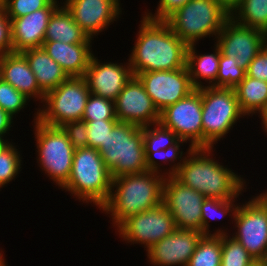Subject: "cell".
<instances>
[{
    "label": "cell",
    "mask_w": 267,
    "mask_h": 266,
    "mask_svg": "<svg viewBox=\"0 0 267 266\" xmlns=\"http://www.w3.org/2000/svg\"><path fill=\"white\" fill-rule=\"evenodd\" d=\"M160 123L192 148H203L201 88L161 111Z\"/></svg>",
    "instance_id": "cell-12"
},
{
    "label": "cell",
    "mask_w": 267,
    "mask_h": 266,
    "mask_svg": "<svg viewBox=\"0 0 267 266\" xmlns=\"http://www.w3.org/2000/svg\"><path fill=\"white\" fill-rule=\"evenodd\" d=\"M82 120H117L114 101L90 94L86 102Z\"/></svg>",
    "instance_id": "cell-35"
},
{
    "label": "cell",
    "mask_w": 267,
    "mask_h": 266,
    "mask_svg": "<svg viewBox=\"0 0 267 266\" xmlns=\"http://www.w3.org/2000/svg\"><path fill=\"white\" fill-rule=\"evenodd\" d=\"M205 196L187 187L173 176L165 177L163 204L172 214L176 228L201 232V206Z\"/></svg>",
    "instance_id": "cell-15"
},
{
    "label": "cell",
    "mask_w": 267,
    "mask_h": 266,
    "mask_svg": "<svg viewBox=\"0 0 267 266\" xmlns=\"http://www.w3.org/2000/svg\"><path fill=\"white\" fill-rule=\"evenodd\" d=\"M10 143V141L0 138V152Z\"/></svg>",
    "instance_id": "cell-46"
},
{
    "label": "cell",
    "mask_w": 267,
    "mask_h": 266,
    "mask_svg": "<svg viewBox=\"0 0 267 266\" xmlns=\"http://www.w3.org/2000/svg\"><path fill=\"white\" fill-rule=\"evenodd\" d=\"M87 124V147L99 149L118 120L85 121Z\"/></svg>",
    "instance_id": "cell-38"
},
{
    "label": "cell",
    "mask_w": 267,
    "mask_h": 266,
    "mask_svg": "<svg viewBox=\"0 0 267 266\" xmlns=\"http://www.w3.org/2000/svg\"><path fill=\"white\" fill-rule=\"evenodd\" d=\"M262 263H264L265 265H267V251H266V254H265V257H264Z\"/></svg>",
    "instance_id": "cell-51"
},
{
    "label": "cell",
    "mask_w": 267,
    "mask_h": 266,
    "mask_svg": "<svg viewBox=\"0 0 267 266\" xmlns=\"http://www.w3.org/2000/svg\"><path fill=\"white\" fill-rule=\"evenodd\" d=\"M190 0H159V5L153 14L151 11L144 12L145 17L155 21H165L170 15L181 8Z\"/></svg>",
    "instance_id": "cell-40"
},
{
    "label": "cell",
    "mask_w": 267,
    "mask_h": 266,
    "mask_svg": "<svg viewBox=\"0 0 267 266\" xmlns=\"http://www.w3.org/2000/svg\"><path fill=\"white\" fill-rule=\"evenodd\" d=\"M143 140L145 152H157L174 145L179 138L172 130L165 128L159 122L143 127Z\"/></svg>",
    "instance_id": "cell-32"
},
{
    "label": "cell",
    "mask_w": 267,
    "mask_h": 266,
    "mask_svg": "<svg viewBox=\"0 0 267 266\" xmlns=\"http://www.w3.org/2000/svg\"><path fill=\"white\" fill-rule=\"evenodd\" d=\"M214 39L221 53L235 58L238 65L245 70L267 44L266 33L238 24L232 17L224 23L223 28Z\"/></svg>",
    "instance_id": "cell-13"
},
{
    "label": "cell",
    "mask_w": 267,
    "mask_h": 266,
    "mask_svg": "<svg viewBox=\"0 0 267 266\" xmlns=\"http://www.w3.org/2000/svg\"><path fill=\"white\" fill-rule=\"evenodd\" d=\"M231 17L238 24L267 34V0H241L231 11Z\"/></svg>",
    "instance_id": "cell-29"
},
{
    "label": "cell",
    "mask_w": 267,
    "mask_h": 266,
    "mask_svg": "<svg viewBox=\"0 0 267 266\" xmlns=\"http://www.w3.org/2000/svg\"><path fill=\"white\" fill-rule=\"evenodd\" d=\"M201 96L203 148H214V144L224 139L246 115L241 111L232 88L204 86L201 87Z\"/></svg>",
    "instance_id": "cell-8"
},
{
    "label": "cell",
    "mask_w": 267,
    "mask_h": 266,
    "mask_svg": "<svg viewBox=\"0 0 267 266\" xmlns=\"http://www.w3.org/2000/svg\"><path fill=\"white\" fill-rule=\"evenodd\" d=\"M2 81V73H1V69H0V82Z\"/></svg>",
    "instance_id": "cell-53"
},
{
    "label": "cell",
    "mask_w": 267,
    "mask_h": 266,
    "mask_svg": "<svg viewBox=\"0 0 267 266\" xmlns=\"http://www.w3.org/2000/svg\"><path fill=\"white\" fill-rule=\"evenodd\" d=\"M21 159L22 154L12 141L0 152V191L20 173Z\"/></svg>",
    "instance_id": "cell-34"
},
{
    "label": "cell",
    "mask_w": 267,
    "mask_h": 266,
    "mask_svg": "<svg viewBox=\"0 0 267 266\" xmlns=\"http://www.w3.org/2000/svg\"><path fill=\"white\" fill-rule=\"evenodd\" d=\"M196 45H188L186 66L193 86L198 89L211 86L216 81L221 51L215 43L213 53L199 54Z\"/></svg>",
    "instance_id": "cell-24"
},
{
    "label": "cell",
    "mask_w": 267,
    "mask_h": 266,
    "mask_svg": "<svg viewBox=\"0 0 267 266\" xmlns=\"http://www.w3.org/2000/svg\"><path fill=\"white\" fill-rule=\"evenodd\" d=\"M164 180V175L151 171L112 178L110 195L100 210L109 214L117 228L129 216L163 203Z\"/></svg>",
    "instance_id": "cell-3"
},
{
    "label": "cell",
    "mask_w": 267,
    "mask_h": 266,
    "mask_svg": "<svg viewBox=\"0 0 267 266\" xmlns=\"http://www.w3.org/2000/svg\"><path fill=\"white\" fill-rule=\"evenodd\" d=\"M252 266H267L262 262H256L255 264H253Z\"/></svg>",
    "instance_id": "cell-50"
},
{
    "label": "cell",
    "mask_w": 267,
    "mask_h": 266,
    "mask_svg": "<svg viewBox=\"0 0 267 266\" xmlns=\"http://www.w3.org/2000/svg\"><path fill=\"white\" fill-rule=\"evenodd\" d=\"M136 77L159 112L196 89L191 82L187 66L170 71L142 72Z\"/></svg>",
    "instance_id": "cell-14"
},
{
    "label": "cell",
    "mask_w": 267,
    "mask_h": 266,
    "mask_svg": "<svg viewBox=\"0 0 267 266\" xmlns=\"http://www.w3.org/2000/svg\"><path fill=\"white\" fill-rule=\"evenodd\" d=\"M176 229L170 211L160 206L129 216L115 230L125 243L139 244L148 250Z\"/></svg>",
    "instance_id": "cell-11"
},
{
    "label": "cell",
    "mask_w": 267,
    "mask_h": 266,
    "mask_svg": "<svg viewBox=\"0 0 267 266\" xmlns=\"http://www.w3.org/2000/svg\"><path fill=\"white\" fill-rule=\"evenodd\" d=\"M88 35L73 20L72 15L64 5L59 6L50 17L44 41H59L63 43H92Z\"/></svg>",
    "instance_id": "cell-25"
},
{
    "label": "cell",
    "mask_w": 267,
    "mask_h": 266,
    "mask_svg": "<svg viewBox=\"0 0 267 266\" xmlns=\"http://www.w3.org/2000/svg\"><path fill=\"white\" fill-rule=\"evenodd\" d=\"M6 0H0V6H3L5 4Z\"/></svg>",
    "instance_id": "cell-52"
},
{
    "label": "cell",
    "mask_w": 267,
    "mask_h": 266,
    "mask_svg": "<svg viewBox=\"0 0 267 266\" xmlns=\"http://www.w3.org/2000/svg\"><path fill=\"white\" fill-rule=\"evenodd\" d=\"M128 62L133 76L142 72L170 71L186 67L188 45L165 21L142 16Z\"/></svg>",
    "instance_id": "cell-1"
},
{
    "label": "cell",
    "mask_w": 267,
    "mask_h": 266,
    "mask_svg": "<svg viewBox=\"0 0 267 266\" xmlns=\"http://www.w3.org/2000/svg\"><path fill=\"white\" fill-rule=\"evenodd\" d=\"M253 197V198H252ZM237 206L232 219L235 240L257 261L262 262L267 251V204L259 197Z\"/></svg>",
    "instance_id": "cell-10"
},
{
    "label": "cell",
    "mask_w": 267,
    "mask_h": 266,
    "mask_svg": "<svg viewBox=\"0 0 267 266\" xmlns=\"http://www.w3.org/2000/svg\"><path fill=\"white\" fill-rule=\"evenodd\" d=\"M132 76L129 62L102 63L93 54L84 78L91 94L115 101Z\"/></svg>",
    "instance_id": "cell-19"
},
{
    "label": "cell",
    "mask_w": 267,
    "mask_h": 266,
    "mask_svg": "<svg viewBox=\"0 0 267 266\" xmlns=\"http://www.w3.org/2000/svg\"><path fill=\"white\" fill-rule=\"evenodd\" d=\"M246 75L267 82V44L249 64Z\"/></svg>",
    "instance_id": "cell-41"
},
{
    "label": "cell",
    "mask_w": 267,
    "mask_h": 266,
    "mask_svg": "<svg viewBox=\"0 0 267 266\" xmlns=\"http://www.w3.org/2000/svg\"><path fill=\"white\" fill-rule=\"evenodd\" d=\"M62 129L67 134V137L75 150L87 147L88 134L85 121L77 120L68 122L62 126Z\"/></svg>",
    "instance_id": "cell-39"
},
{
    "label": "cell",
    "mask_w": 267,
    "mask_h": 266,
    "mask_svg": "<svg viewBox=\"0 0 267 266\" xmlns=\"http://www.w3.org/2000/svg\"><path fill=\"white\" fill-rule=\"evenodd\" d=\"M90 94L84 77H69L45 94L42 108L36 109L38 120L55 127L82 120Z\"/></svg>",
    "instance_id": "cell-9"
},
{
    "label": "cell",
    "mask_w": 267,
    "mask_h": 266,
    "mask_svg": "<svg viewBox=\"0 0 267 266\" xmlns=\"http://www.w3.org/2000/svg\"><path fill=\"white\" fill-rule=\"evenodd\" d=\"M221 258V235H204L198 242L187 266H220Z\"/></svg>",
    "instance_id": "cell-30"
},
{
    "label": "cell",
    "mask_w": 267,
    "mask_h": 266,
    "mask_svg": "<svg viewBox=\"0 0 267 266\" xmlns=\"http://www.w3.org/2000/svg\"><path fill=\"white\" fill-rule=\"evenodd\" d=\"M184 143H187V142L185 140L179 139L174 145L166 149H161V150H158L157 152H145L147 170L151 172L159 173L161 175H164L165 177L173 176L176 173L177 169L182 165L186 157L185 154H188L189 151L192 149V147L189 146V148L187 149V152L182 151L183 148H181V146L183 147ZM157 159H160V160L162 159L161 162H164L166 165L170 163L169 166L170 165L171 166L168 168V170L167 168L162 169V167H160L162 166V164ZM177 160L180 162H178ZM162 170L163 171L165 170V171L163 172Z\"/></svg>",
    "instance_id": "cell-27"
},
{
    "label": "cell",
    "mask_w": 267,
    "mask_h": 266,
    "mask_svg": "<svg viewBox=\"0 0 267 266\" xmlns=\"http://www.w3.org/2000/svg\"><path fill=\"white\" fill-rule=\"evenodd\" d=\"M13 121H14L13 117L9 113L5 112L4 110L0 108V138L1 139H4L5 137V140H8L6 139L7 136L5 135L9 134L11 127H13L12 124H14Z\"/></svg>",
    "instance_id": "cell-43"
},
{
    "label": "cell",
    "mask_w": 267,
    "mask_h": 266,
    "mask_svg": "<svg viewBox=\"0 0 267 266\" xmlns=\"http://www.w3.org/2000/svg\"><path fill=\"white\" fill-rule=\"evenodd\" d=\"M29 102L30 99L17 91L12 85L3 80L0 82V108L13 118L26 108Z\"/></svg>",
    "instance_id": "cell-36"
},
{
    "label": "cell",
    "mask_w": 267,
    "mask_h": 266,
    "mask_svg": "<svg viewBox=\"0 0 267 266\" xmlns=\"http://www.w3.org/2000/svg\"><path fill=\"white\" fill-rule=\"evenodd\" d=\"M2 80L12 85L30 100L44 101L45 93L40 89L36 77L21 53H9L0 56Z\"/></svg>",
    "instance_id": "cell-21"
},
{
    "label": "cell",
    "mask_w": 267,
    "mask_h": 266,
    "mask_svg": "<svg viewBox=\"0 0 267 266\" xmlns=\"http://www.w3.org/2000/svg\"><path fill=\"white\" fill-rule=\"evenodd\" d=\"M51 2L52 0H6L3 8L8 18L14 19L46 8Z\"/></svg>",
    "instance_id": "cell-37"
},
{
    "label": "cell",
    "mask_w": 267,
    "mask_h": 266,
    "mask_svg": "<svg viewBox=\"0 0 267 266\" xmlns=\"http://www.w3.org/2000/svg\"><path fill=\"white\" fill-rule=\"evenodd\" d=\"M203 236L200 231L176 228L147 250L149 263L153 266H187Z\"/></svg>",
    "instance_id": "cell-17"
},
{
    "label": "cell",
    "mask_w": 267,
    "mask_h": 266,
    "mask_svg": "<svg viewBox=\"0 0 267 266\" xmlns=\"http://www.w3.org/2000/svg\"><path fill=\"white\" fill-rule=\"evenodd\" d=\"M215 148H192L173 177L206 198L237 199L246 192V180L215 160ZM213 156V157H212ZM234 171V172H233Z\"/></svg>",
    "instance_id": "cell-2"
},
{
    "label": "cell",
    "mask_w": 267,
    "mask_h": 266,
    "mask_svg": "<svg viewBox=\"0 0 267 266\" xmlns=\"http://www.w3.org/2000/svg\"><path fill=\"white\" fill-rule=\"evenodd\" d=\"M229 12H231L241 0H218Z\"/></svg>",
    "instance_id": "cell-44"
},
{
    "label": "cell",
    "mask_w": 267,
    "mask_h": 266,
    "mask_svg": "<svg viewBox=\"0 0 267 266\" xmlns=\"http://www.w3.org/2000/svg\"><path fill=\"white\" fill-rule=\"evenodd\" d=\"M5 260L3 250H0V266L6 262Z\"/></svg>",
    "instance_id": "cell-48"
},
{
    "label": "cell",
    "mask_w": 267,
    "mask_h": 266,
    "mask_svg": "<svg viewBox=\"0 0 267 266\" xmlns=\"http://www.w3.org/2000/svg\"><path fill=\"white\" fill-rule=\"evenodd\" d=\"M21 54L26 58L40 89L45 94L69 78L63 68L47 54L43 47L28 49Z\"/></svg>",
    "instance_id": "cell-23"
},
{
    "label": "cell",
    "mask_w": 267,
    "mask_h": 266,
    "mask_svg": "<svg viewBox=\"0 0 267 266\" xmlns=\"http://www.w3.org/2000/svg\"><path fill=\"white\" fill-rule=\"evenodd\" d=\"M230 233L221 235L222 258L220 266H252L257 261Z\"/></svg>",
    "instance_id": "cell-31"
},
{
    "label": "cell",
    "mask_w": 267,
    "mask_h": 266,
    "mask_svg": "<svg viewBox=\"0 0 267 266\" xmlns=\"http://www.w3.org/2000/svg\"><path fill=\"white\" fill-rule=\"evenodd\" d=\"M236 201L238 199L222 200L218 198H205L201 206V233L203 235L228 234V230L222 228L213 230L214 232L210 231L209 228L211 225L209 221L222 219L227 215L233 219L237 206L239 205Z\"/></svg>",
    "instance_id": "cell-28"
},
{
    "label": "cell",
    "mask_w": 267,
    "mask_h": 266,
    "mask_svg": "<svg viewBox=\"0 0 267 266\" xmlns=\"http://www.w3.org/2000/svg\"><path fill=\"white\" fill-rule=\"evenodd\" d=\"M33 121L38 165L61 188L69 179L75 149L62 127L40 122L38 112L34 113Z\"/></svg>",
    "instance_id": "cell-7"
},
{
    "label": "cell",
    "mask_w": 267,
    "mask_h": 266,
    "mask_svg": "<svg viewBox=\"0 0 267 266\" xmlns=\"http://www.w3.org/2000/svg\"><path fill=\"white\" fill-rule=\"evenodd\" d=\"M13 52L11 40V21L3 6H0V56Z\"/></svg>",
    "instance_id": "cell-42"
},
{
    "label": "cell",
    "mask_w": 267,
    "mask_h": 266,
    "mask_svg": "<svg viewBox=\"0 0 267 266\" xmlns=\"http://www.w3.org/2000/svg\"><path fill=\"white\" fill-rule=\"evenodd\" d=\"M120 0H70L64 6L73 20L93 39L122 15Z\"/></svg>",
    "instance_id": "cell-18"
},
{
    "label": "cell",
    "mask_w": 267,
    "mask_h": 266,
    "mask_svg": "<svg viewBox=\"0 0 267 266\" xmlns=\"http://www.w3.org/2000/svg\"><path fill=\"white\" fill-rule=\"evenodd\" d=\"M260 116V117H259ZM259 118H261V125H262V129L265 132L266 136H267V105L265 106V108L259 113L258 115Z\"/></svg>",
    "instance_id": "cell-45"
},
{
    "label": "cell",
    "mask_w": 267,
    "mask_h": 266,
    "mask_svg": "<svg viewBox=\"0 0 267 266\" xmlns=\"http://www.w3.org/2000/svg\"><path fill=\"white\" fill-rule=\"evenodd\" d=\"M59 6L60 4L52 1L46 8L19 18L10 19L14 53L42 47L50 17Z\"/></svg>",
    "instance_id": "cell-20"
},
{
    "label": "cell",
    "mask_w": 267,
    "mask_h": 266,
    "mask_svg": "<svg viewBox=\"0 0 267 266\" xmlns=\"http://www.w3.org/2000/svg\"><path fill=\"white\" fill-rule=\"evenodd\" d=\"M241 111L248 118L256 116L267 105V82L249 76L234 88ZM248 115V116H247Z\"/></svg>",
    "instance_id": "cell-26"
},
{
    "label": "cell",
    "mask_w": 267,
    "mask_h": 266,
    "mask_svg": "<svg viewBox=\"0 0 267 266\" xmlns=\"http://www.w3.org/2000/svg\"><path fill=\"white\" fill-rule=\"evenodd\" d=\"M42 47L69 77H84L93 55L92 43L44 41Z\"/></svg>",
    "instance_id": "cell-22"
},
{
    "label": "cell",
    "mask_w": 267,
    "mask_h": 266,
    "mask_svg": "<svg viewBox=\"0 0 267 266\" xmlns=\"http://www.w3.org/2000/svg\"><path fill=\"white\" fill-rule=\"evenodd\" d=\"M116 118L119 122L146 127L160 122V112L136 76H132L117 96Z\"/></svg>",
    "instance_id": "cell-16"
},
{
    "label": "cell",
    "mask_w": 267,
    "mask_h": 266,
    "mask_svg": "<svg viewBox=\"0 0 267 266\" xmlns=\"http://www.w3.org/2000/svg\"><path fill=\"white\" fill-rule=\"evenodd\" d=\"M245 76L246 70L238 65L235 58L220 53L217 78L211 86L234 89Z\"/></svg>",
    "instance_id": "cell-33"
},
{
    "label": "cell",
    "mask_w": 267,
    "mask_h": 266,
    "mask_svg": "<svg viewBox=\"0 0 267 266\" xmlns=\"http://www.w3.org/2000/svg\"><path fill=\"white\" fill-rule=\"evenodd\" d=\"M267 204V190L263 193L257 194Z\"/></svg>",
    "instance_id": "cell-47"
},
{
    "label": "cell",
    "mask_w": 267,
    "mask_h": 266,
    "mask_svg": "<svg viewBox=\"0 0 267 266\" xmlns=\"http://www.w3.org/2000/svg\"><path fill=\"white\" fill-rule=\"evenodd\" d=\"M52 1H54L57 4H60L61 3V5H65L70 0H64L63 3L62 2L59 3V0H52Z\"/></svg>",
    "instance_id": "cell-49"
},
{
    "label": "cell",
    "mask_w": 267,
    "mask_h": 266,
    "mask_svg": "<svg viewBox=\"0 0 267 266\" xmlns=\"http://www.w3.org/2000/svg\"><path fill=\"white\" fill-rule=\"evenodd\" d=\"M98 152L112 178L148 171L143 127L118 121Z\"/></svg>",
    "instance_id": "cell-5"
},
{
    "label": "cell",
    "mask_w": 267,
    "mask_h": 266,
    "mask_svg": "<svg viewBox=\"0 0 267 266\" xmlns=\"http://www.w3.org/2000/svg\"><path fill=\"white\" fill-rule=\"evenodd\" d=\"M230 17L231 12L218 0H190L165 22L183 42L192 45L208 36L216 38Z\"/></svg>",
    "instance_id": "cell-6"
},
{
    "label": "cell",
    "mask_w": 267,
    "mask_h": 266,
    "mask_svg": "<svg viewBox=\"0 0 267 266\" xmlns=\"http://www.w3.org/2000/svg\"><path fill=\"white\" fill-rule=\"evenodd\" d=\"M111 185L110 171L98 150L85 147L74 151L69 179L59 189L74 195L79 202L91 203L100 209L110 195Z\"/></svg>",
    "instance_id": "cell-4"
}]
</instances>
